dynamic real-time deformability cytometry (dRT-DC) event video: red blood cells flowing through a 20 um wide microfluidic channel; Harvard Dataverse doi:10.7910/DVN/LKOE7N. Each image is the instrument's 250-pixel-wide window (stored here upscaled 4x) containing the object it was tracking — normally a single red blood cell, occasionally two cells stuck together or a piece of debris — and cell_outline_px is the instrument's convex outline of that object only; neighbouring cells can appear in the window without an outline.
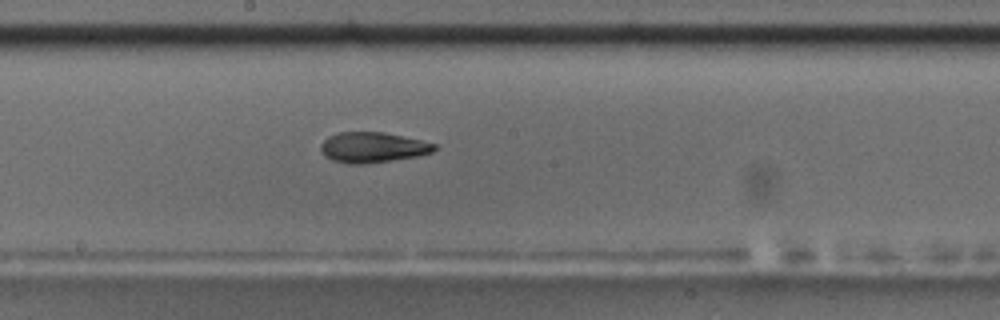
{"species": "common noctule bat (a hibernating species)", "species_latin": "Nyctalus noctula", "temperature_condition": "room temperature", "stored_images_in_passage": 45, "camera_frame_rate_fps": 3000, "um_per_image_px": 0.085, "animal": {"sex": "male", "body_mass_g": 17.5, "forearm_length_mm": 52.3}, "frame": {"image": 1, "passage_image": 20, "time_ms": 6.333, "image_size_px": [1000, 320], "cell_outline_px": [[436, 148], [432, 152], [416, 156], [392, 160], [364, 164], [348, 164], [332, 160], [324, 156], [320, 148], [320, 144], [328, 136], [336, 132], [384, 132], [420, 140], [436, 144]], "centroid_in_image_um": [31.63, 12.52], "position_along_channel_um": 216.6, "area_um2": 20.11}, "authors_computed_cell_mechanics": {"area_um2": 20.1722, "velocity_mm_per_s": 3.7344, "shape_relaxation_time_tau1_ms": 3.1926, "shape_relaxation_time_tau2_ms": 4.002, "deformation_change_tau1": 0.1469, "deformation_change_tau2": 0.1338}}